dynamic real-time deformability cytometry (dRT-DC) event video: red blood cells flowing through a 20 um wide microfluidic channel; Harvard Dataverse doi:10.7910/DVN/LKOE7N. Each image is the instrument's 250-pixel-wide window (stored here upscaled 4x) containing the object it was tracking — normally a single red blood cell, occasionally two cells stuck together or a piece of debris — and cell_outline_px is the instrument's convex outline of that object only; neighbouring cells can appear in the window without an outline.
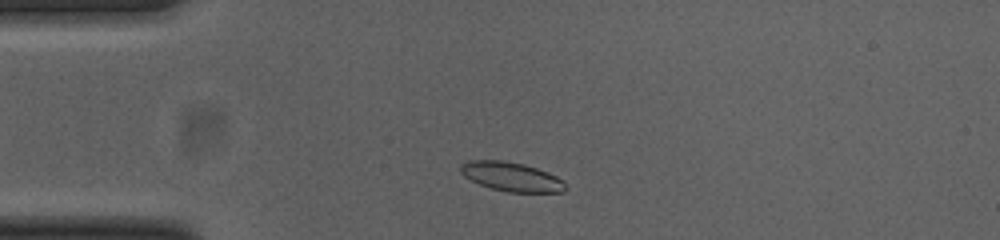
{"species": "common noctule bat (a hibernating species)", "species_latin": "Nyctalus noctula", "temperature_condition": "cold", "stored_images_in_passage": 44, "camera_frame_rate_fps": 3000, "um_per_image_px": 0.085, "animal": {"sex": "female", "body_mass_g": 23.0, "forearm_length_mm": 53.4}, "frame": {"image": 1, "passage_image": 4, "time_ms": 1.0, "image_size_px": [1000, 240], "cell_outline_px": [[568, 188], [564, 192], [508, 192], [488, 188], [464, 176], [460, 172], [460, 164], [472, 160], [504, 160], [524, 164], [548, 172], [564, 180]], "centroid_in_image_um": [43.5, 15.02], "position_along_channel_um": 41.5, "area_um2": 17.98}}
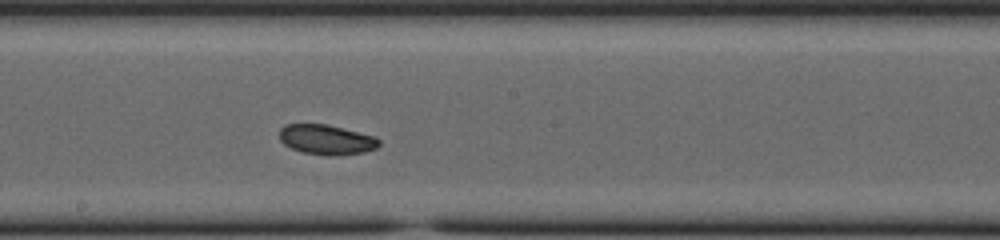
{"frame": {"image": 2, "passage_image": 20, "time_ms": 6.333, "image_size_px": [1000, 240], "cell_outline_px": [[380, 144], [376, 148], [364, 152], [336, 156], [328, 156], [304, 152], [292, 148], [284, 144], [280, 140], [280, 128], [284, 124], [324, 124], [372, 136], [380, 140]], "centroid_in_image_um": [27.72, 11.88], "position_along_channel_um": 220.5, "area_um2": 17.11}}
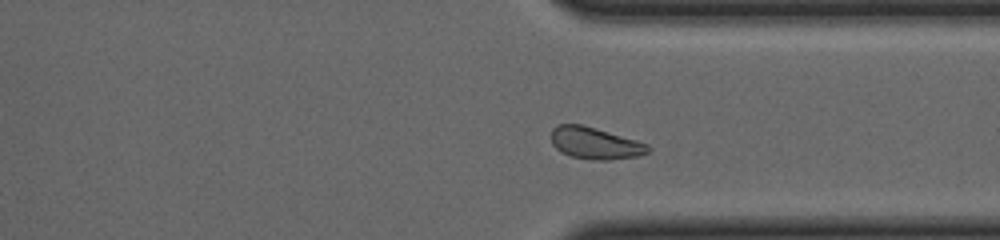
{"frame": {"image": 3, "passage_image": 31, "time_ms": 10.0, "image_size_px": [1000, 240], "cell_outline_px": [[652, 148], [648, 152], [636, 156], [608, 160], [592, 160], [572, 156], [560, 152], [552, 144], [552, 128], [556, 124], [580, 124], [636, 140], [648, 144]], "centroid_in_image_um": [50.56, 12.17], "position_along_channel_um": 360.8, "area_um2": 17.8}, "authors_computed_cell_mechanics": {"area_um2": 17.8602, "velocity_mm_per_s": 3.8228, "shape_relaxation_time_tau1_ms": 6.4735, "shape_relaxation_time_tau2_ms": null, "deformation_change_tau1": 0.0932, "deformation_change_tau2": null}}